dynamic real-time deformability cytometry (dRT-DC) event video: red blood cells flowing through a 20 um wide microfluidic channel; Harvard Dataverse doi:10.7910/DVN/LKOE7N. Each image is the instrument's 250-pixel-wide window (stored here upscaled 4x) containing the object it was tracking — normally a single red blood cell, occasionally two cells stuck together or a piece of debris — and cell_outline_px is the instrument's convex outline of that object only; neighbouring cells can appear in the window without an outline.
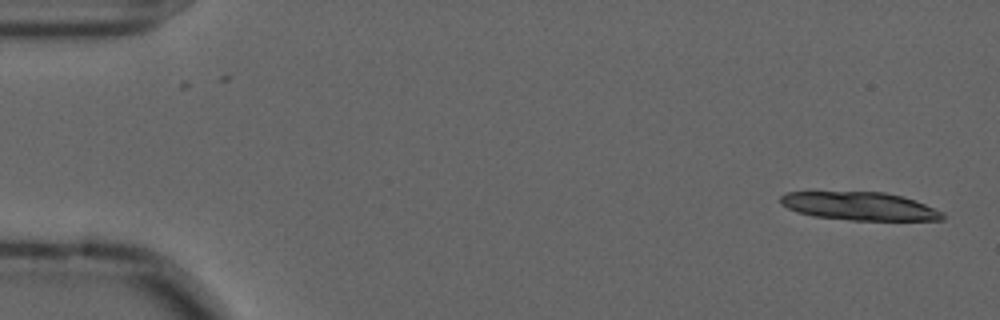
{"species": "common noctule bat (a hibernating species)", "species_latin": "Nyctalus noctula", "temperature_condition": "cold", "stored_images_in_passage": 16, "camera_frame_rate_fps": 3000, "um_per_image_px": 0.085, "animal": {"sex": "male", "forearm_length_mm": 52.5}, "frame": {"image": 1, "passage_image": 1, "time_ms": 0.0, "image_size_px": [1000, 320], "cell_outline_px": [[944, 220], [852, 220], [812, 216], [796, 212], [780, 204], [780, 196], [784, 192], [884, 192], [904, 196], [916, 200], [944, 212]], "centroid_in_image_um": [73.07, 17.52], "position_along_channel_um": 11.9, "area_um2": 26.82}}